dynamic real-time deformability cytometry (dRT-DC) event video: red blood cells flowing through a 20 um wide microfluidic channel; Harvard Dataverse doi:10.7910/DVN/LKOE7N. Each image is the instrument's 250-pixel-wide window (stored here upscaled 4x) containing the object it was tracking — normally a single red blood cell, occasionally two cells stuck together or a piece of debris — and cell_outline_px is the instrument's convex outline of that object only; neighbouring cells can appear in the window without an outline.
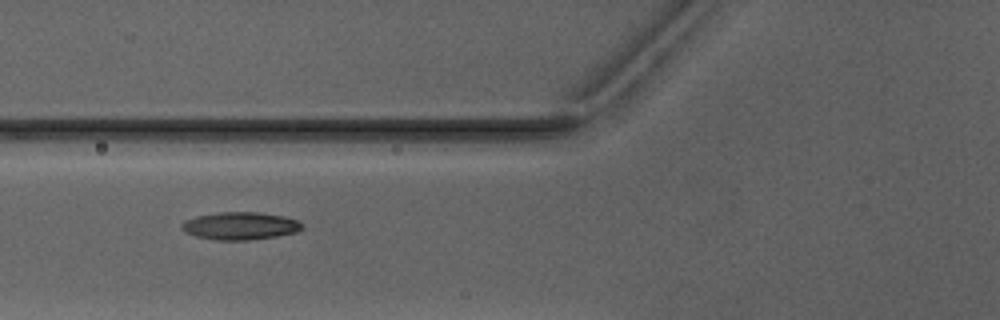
{"species": "Egyptian fruit bat (a non-hibernating species)", "species_latin": "Rousettus aegyptiacus", "temperature_condition": "warm", "stored_images_in_passage": 5, "camera_frame_rate_fps": 3000, "um_per_image_px": 0.085, "animal": {"sex": "male"}, "frame": {"image": 1, "passage_image": 4, "time_ms": 4.333, "image_size_px": [1000, 320], "cell_outline_px": [[304, 228], [296, 232], [276, 236], [248, 240], [216, 240], [196, 236], [184, 232], [180, 228], [180, 224], [184, 220], [196, 216], [220, 212], [260, 212], [284, 216], [296, 220], [304, 224]], "centroid_in_image_um": [20.4, 19.19], "position_along_channel_um": 105.4, "area_um2": 19.54}}
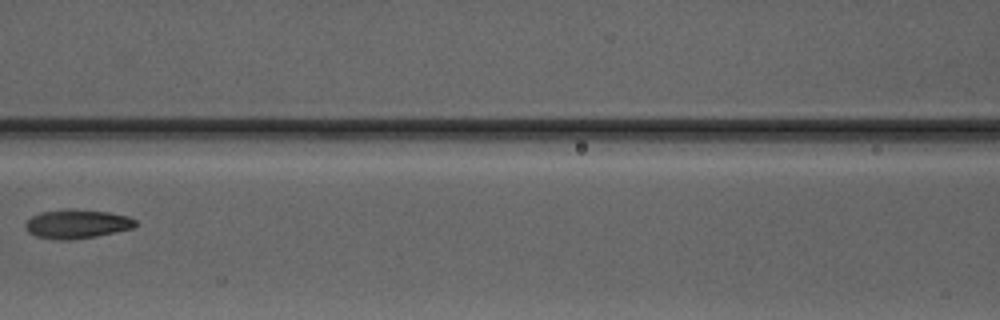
{"frame": {"image": 2, "passage_image": 5, "time_ms": 5.667, "image_size_px": [1000, 320], "cell_outline_px": [[136, 224], [132, 228], [96, 236], [72, 240], [56, 240], [36, 236], [28, 232], [24, 228], [24, 224], [32, 216], [40, 212], [68, 208], [108, 212], [128, 216], [136, 220]], "centroid_in_image_um": [6.5, 19.03], "position_along_channel_um": 160.1, "area_um2": 18.67}}